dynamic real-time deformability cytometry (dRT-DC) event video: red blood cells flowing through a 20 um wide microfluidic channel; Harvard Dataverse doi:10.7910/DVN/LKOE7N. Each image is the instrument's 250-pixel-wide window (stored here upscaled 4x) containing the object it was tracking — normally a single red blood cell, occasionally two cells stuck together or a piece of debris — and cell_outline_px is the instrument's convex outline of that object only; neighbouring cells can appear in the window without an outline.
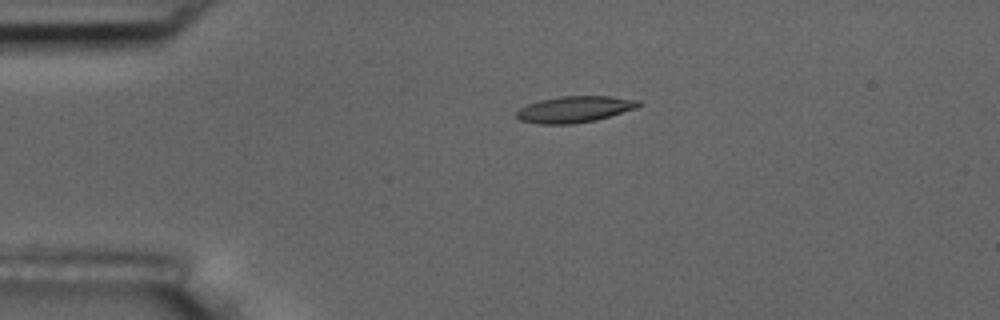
{"species": "common noctule bat (a hibernating species)", "species_latin": "Nyctalus noctula", "temperature_condition": "room temperature", "stored_images_in_passage": 2, "camera_frame_rate_fps": 3000, "um_per_image_px": 0.085, "animal": {"sex": "male", "body_mass_g": 17.5, "forearm_length_mm": 52.3}, "frame": {"image": 1, "passage_image": 1, "time_ms": 0.0, "image_size_px": [1000, 320], "cell_outline_px": [[644, 104], [636, 108], [596, 120], [572, 124], [536, 124], [520, 120], [516, 116], [516, 112], [520, 108], [528, 104], [540, 100], [560, 96], [612, 96], [640, 100]], "centroid_in_image_um": [48.86, 9.29], "position_along_channel_um": 36.1, "area_um2": 18.84}}